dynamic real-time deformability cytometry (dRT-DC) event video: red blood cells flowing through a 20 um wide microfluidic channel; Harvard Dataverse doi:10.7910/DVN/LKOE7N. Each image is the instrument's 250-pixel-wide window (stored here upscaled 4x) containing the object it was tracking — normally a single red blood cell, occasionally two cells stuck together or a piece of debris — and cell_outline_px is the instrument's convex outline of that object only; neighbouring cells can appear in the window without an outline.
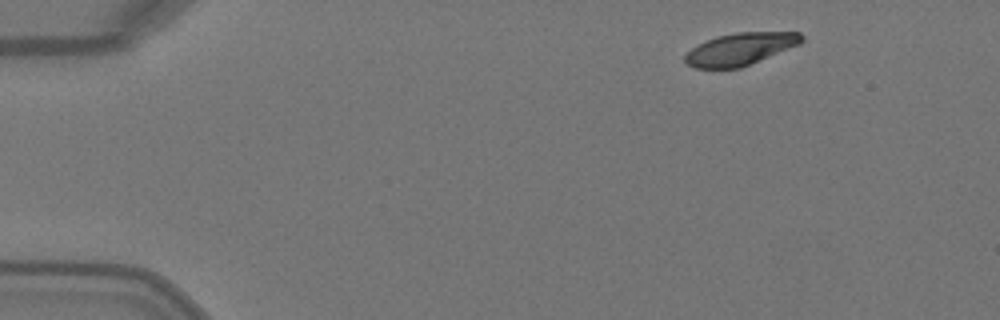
{"species": "Egyptian fruit bat (a non-hibernating species)", "species_latin": "Rousettus aegyptiacus", "temperature_condition": "warm", "stored_images_in_passage": 6, "camera_frame_rate_fps": 3000, "um_per_image_px": 0.085, "animal": {"sex": "female"}, "frame": {"image": 1, "passage_image": 1, "time_ms": 0.0, "image_size_px": [1000, 320], "cell_outline_px": [[804, 40], [800, 44], [740, 68], [696, 68], [688, 64], [684, 60], [684, 56], [692, 48], [708, 40], [720, 36], [736, 32], [800, 32], [804, 36]], "centroid_in_image_um": [62.96, 4.16], "position_along_channel_um": 22.0, "area_um2": 21.62}}
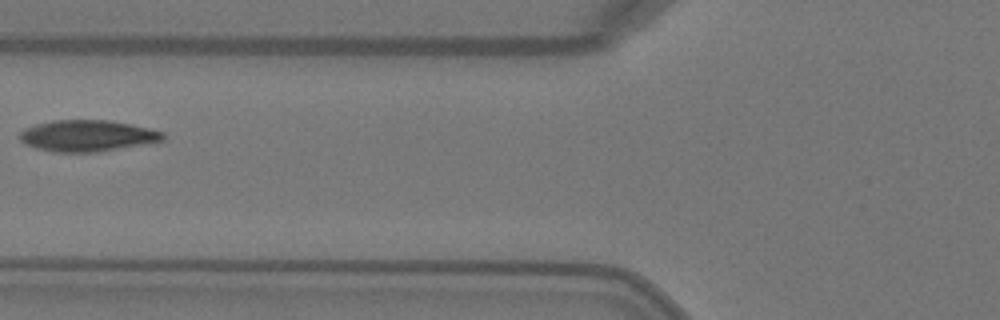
{"frame": {"image": 2, "passage_image": 5, "time_ms": 1.333, "image_size_px": [1000, 320], "cell_outline_px": [[164, 140], [96, 152], [56, 152], [36, 148], [20, 140], [20, 132], [24, 128], [36, 124], [52, 120], [108, 120], [132, 124], [164, 132]], "centroid_in_image_um": [7.41, 11.53], "position_along_channel_um": 118.4, "area_um2": 25.89}}
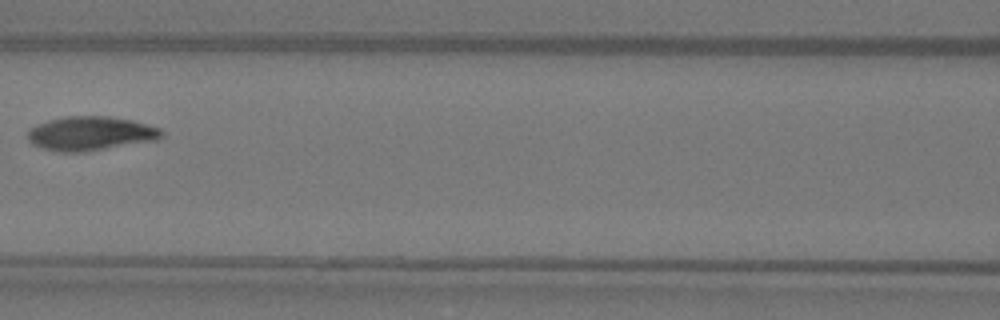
{"frame": {"image": 3, "passage_image": 6, "time_ms": 1.667, "image_size_px": [1000, 320], "cell_outline_px": [[164, 136], [156, 140], [84, 152], [60, 152], [44, 148], [32, 144], [28, 140], [28, 132], [36, 124], [48, 120], [68, 116], [108, 116], [132, 120], [160, 128], [164, 132]], "centroid_in_image_um": [7.71, 11.34], "position_along_channel_um": 158.9, "area_um2": 26.53}}